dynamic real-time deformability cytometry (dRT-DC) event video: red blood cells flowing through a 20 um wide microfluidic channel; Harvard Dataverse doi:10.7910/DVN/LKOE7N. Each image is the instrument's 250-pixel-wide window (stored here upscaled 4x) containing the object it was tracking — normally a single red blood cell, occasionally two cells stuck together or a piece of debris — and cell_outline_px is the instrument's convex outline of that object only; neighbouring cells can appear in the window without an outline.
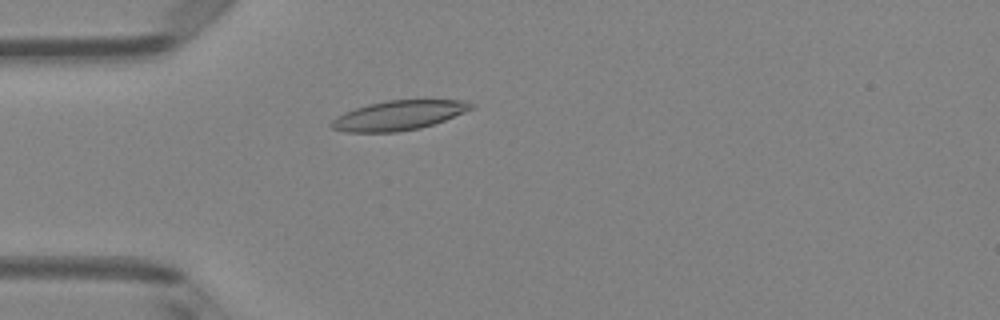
{"species": "Egyptian fruit bat (a non-hibernating species)", "species_latin": "Rousettus aegyptiacus", "temperature_condition": "room temperature", "stored_images_in_passage": 49, "camera_frame_rate_fps": 3000, "um_per_image_px": 0.085, "animal": {"sex": "female"}, "frame": {"image": 1, "passage_image": 14, "time_ms": 4.333, "image_size_px": [1000, 320], "cell_outline_px": [[476, 104], [472, 108], [464, 112], [444, 120], [420, 128], [396, 132], [344, 132], [332, 128], [328, 124], [336, 116], [344, 112], [368, 104], [388, 100], [468, 100]], "centroid_in_image_um": [33.86, 9.8], "position_along_channel_um": 51.1, "area_um2": 24.04}}
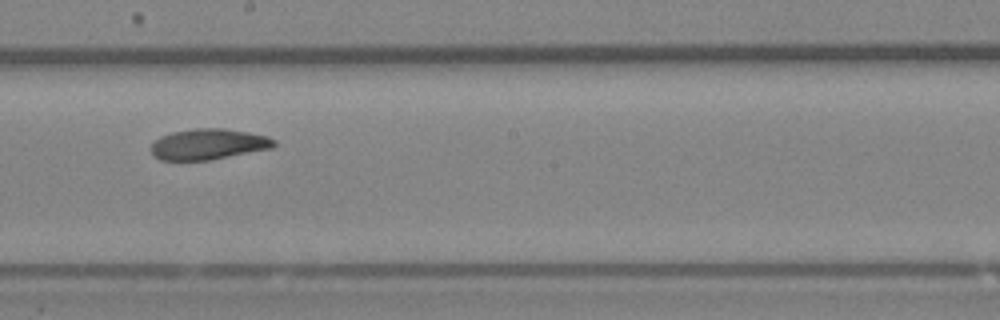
{"frame": {"image": 2, "passage_image": 28, "time_ms": 9.0, "image_size_px": [1000, 320], "cell_outline_px": [[276, 144], [272, 148], [208, 160], [160, 160], [152, 152], [152, 144], [160, 136], [172, 132], [196, 128], [224, 128], [248, 132], [268, 136], [276, 140]], "centroid_in_image_um": [17.74, 12.24], "position_along_channel_um": 230.5, "area_um2": 21.91}}
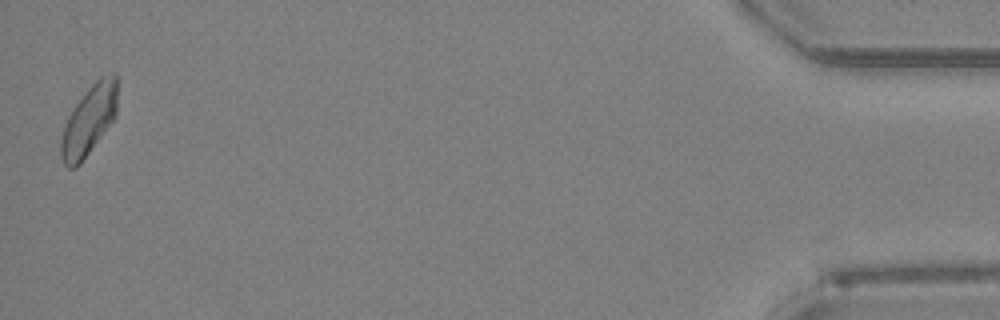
{"frame": {"image": 3, "passage_image": 49, "time_ms": 16.0, "image_size_px": [1000, 320], "cell_outline_px": [[116, 116], [80, 164], [76, 168], [68, 168], [64, 164], [60, 156], [60, 140], [64, 124], [72, 108], [88, 88], [100, 76], [108, 72], [116, 72]], "centroid_in_image_um": [7.54, 10.21], "position_along_channel_um": 427.7, "area_um2": 22.95}, "authors_computed_cell_mechanics": {"area_um2": 22.7154, "velocity_mm_per_s": 4.0835, "shape_relaxation_time_tau1_ms": 6.3097, "shape_relaxation_time_tau2_ms": 4.6855, "deformation_change_tau1": 0.1553, "deformation_change_tau2": 0.1129}}